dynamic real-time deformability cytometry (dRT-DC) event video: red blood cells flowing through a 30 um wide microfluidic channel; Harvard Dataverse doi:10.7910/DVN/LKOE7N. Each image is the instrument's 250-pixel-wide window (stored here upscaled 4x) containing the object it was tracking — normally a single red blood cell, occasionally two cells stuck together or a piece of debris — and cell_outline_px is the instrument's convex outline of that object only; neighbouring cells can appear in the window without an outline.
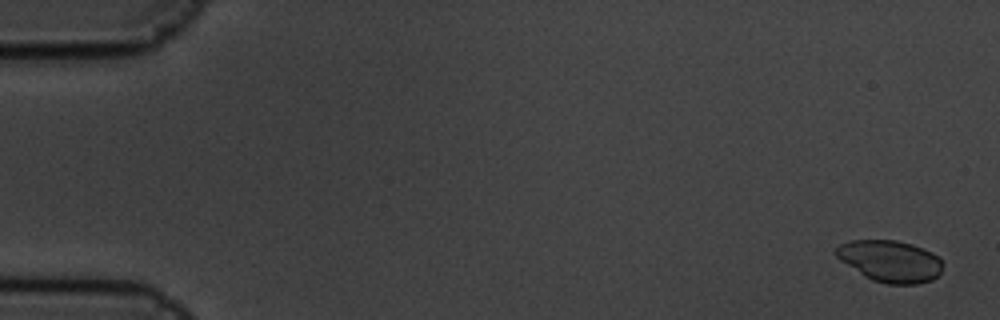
{"species": "common noctule bat (a hibernating species)", "species_latin": "Nyctalus noctula", "temperature_condition": "cold", "stored_images_in_passage": 6, "camera_frame_rate_fps": 3000, "um_per_image_px": 0.085, "animal": {"sex": "male", "body_mass_g": 19.5, "forearm_length_mm": 54.6}, "frame": {"image": 1, "passage_image": 1, "time_ms": 0.0, "image_size_px": [1000, 320], "cell_outline_px": [[940, 272], [932, 280], [916, 284], [888, 284], [872, 280], [864, 276], [840, 260], [836, 256], [836, 248], [840, 244], [852, 240], [896, 240], [912, 244], [932, 252], [940, 256]], "centroid_in_image_um": [75.65, 22.19], "position_along_channel_um": 9.3, "area_um2": 25.72}}
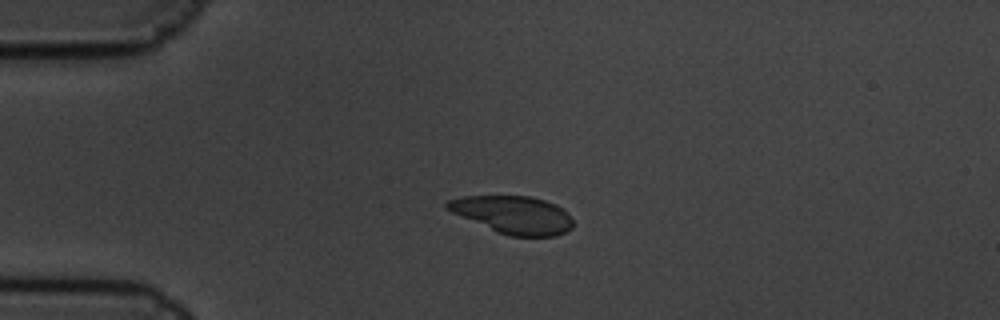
{"frame": {"image": 2, "passage_image": 5, "time_ms": 1.333, "image_size_px": [1000, 320], "cell_outline_px": [[572, 228], [556, 236], [508, 236], [496, 232], [452, 212], [444, 208], [444, 204], [448, 200], [460, 196], [532, 196], [556, 204], [564, 208], [572, 220]], "centroid_in_image_um": [43.61, 18.25], "position_along_channel_um": 41.4, "area_um2": 27.74}}